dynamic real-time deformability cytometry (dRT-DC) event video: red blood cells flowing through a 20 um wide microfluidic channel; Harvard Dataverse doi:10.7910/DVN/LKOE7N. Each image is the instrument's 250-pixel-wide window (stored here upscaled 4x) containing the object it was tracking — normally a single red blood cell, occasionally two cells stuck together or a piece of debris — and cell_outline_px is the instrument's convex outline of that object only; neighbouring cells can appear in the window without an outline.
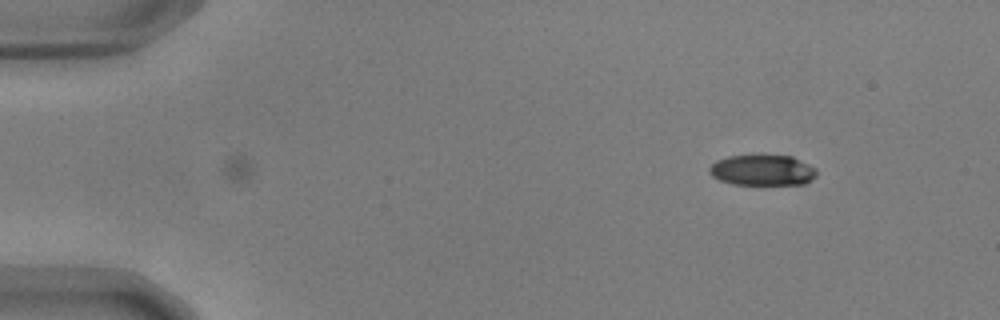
{"species": "common noctule bat (a hibernating species)", "species_latin": "Nyctalus noctula", "temperature_condition": "warm", "stored_images_in_passage": 43, "camera_frame_rate_fps": 3000, "um_per_image_px": 0.085, "animal": {"sex": "male", "body_mass_g": 17.9, "forearm_length_mm": 54.2}, "frame": {"image": 1, "passage_image": 1, "time_ms": 0.0, "image_size_px": [1000, 320], "cell_outline_px": [[816, 176], [812, 180], [804, 184], [732, 184], [720, 180], [712, 176], [708, 172], [708, 168], [716, 160], [728, 156], [792, 156], [816, 168]], "centroid_in_image_um": [64.8, 14.47], "position_along_channel_um": 20.2, "area_um2": 19.07}}
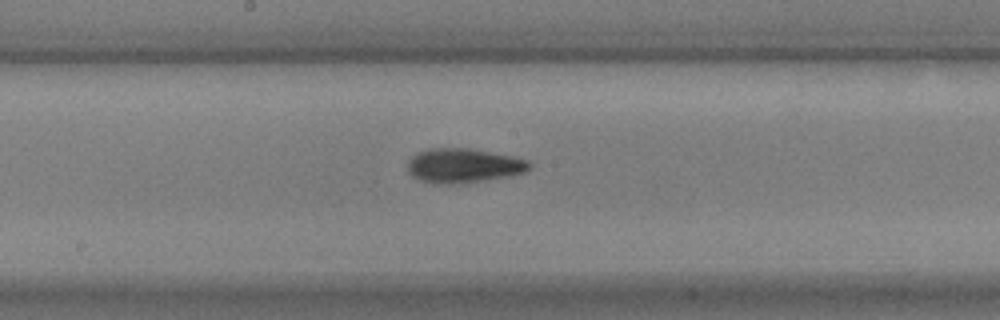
{"frame": {"image": 2, "passage_image": 24, "time_ms": 7.667, "image_size_px": [1000, 320], "cell_outline_px": [[532, 168], [524, 172], [508, 176], [484, 180], [448, 184], [432, 184], [420, 180], [412, 176], [408, 172], [408, 160], [416, 152], [428, 148], [468, 148], [512, 156], [528, 160], [532, 164]], "centroid_in_image_um": [39.37, 14.07], "position_along_channel_um": 208.8, "area_um2": 24.45}}
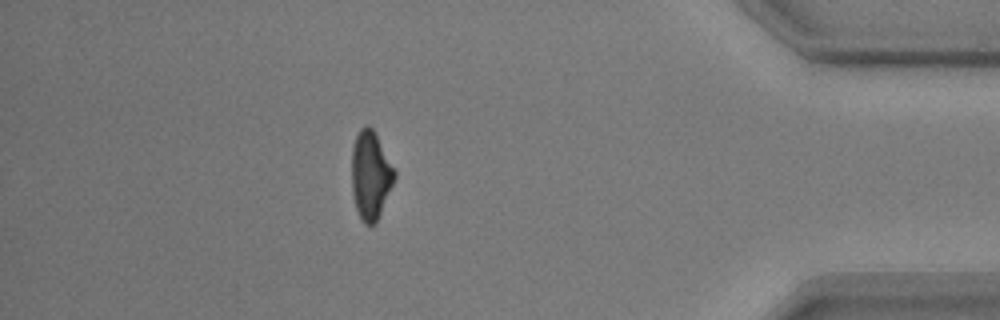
{"frame": {"image": 3, "passage_image": 43, "time_ms": 14.0, "image_size_px": [1000, 320], "cell_outline_px": [[396, 176], [376, 224], [364, 224], [356, 208], [352, 192], [352, 148], [356, 136], [360, 128], [364, 124], [368, 124], [372, 128], [396, 172]], "centroid_in_image_um": [31.49, 14.89], "position_along_channel_um": 403.7, "area_um2": 21.79}, "authors_computed_cell_mechanics": {"area_um2": 22.5998, "velocity_mm_per_s": 3.6974, "shape_relaxation_time_tau1_ms": 3.4949, "shape_relaxation_time_tau2_ms": 2.9559, "deformation_change_tau1": 0.1484, "deformation_change_tau2": 0.0994}}